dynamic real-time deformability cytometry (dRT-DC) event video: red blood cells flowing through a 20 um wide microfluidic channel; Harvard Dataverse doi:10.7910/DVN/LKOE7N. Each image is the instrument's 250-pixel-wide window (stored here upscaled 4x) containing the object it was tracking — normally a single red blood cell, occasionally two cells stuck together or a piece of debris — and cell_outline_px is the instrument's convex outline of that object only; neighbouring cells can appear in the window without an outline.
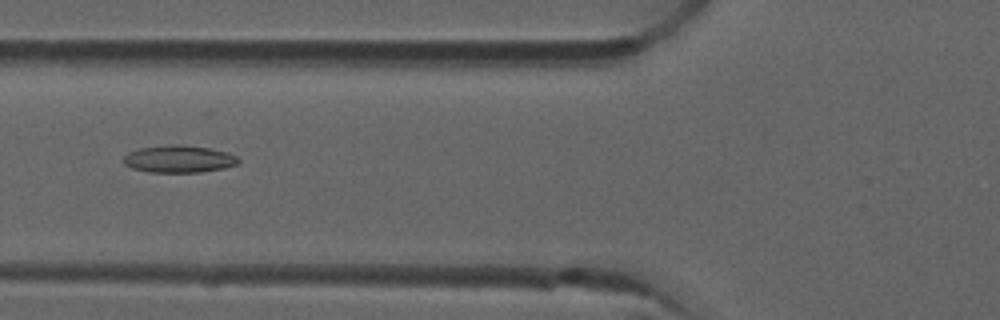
{"species": "common noctule bat (a hibernating species)", "species_latin": "Nyctalus noctula", "temperature_condition": "room temperature", "stored_images_in_passage": 36, "camera_frame_rate_fps": 3000, "um_per_image_px": 0.085, "animal": {"sex": "male", "forearm_length_mm": 52.5}, "frame": {"image": 1, "passage_image": 4, "time_ms": 1.0, "image_size_px": [1000, 320], "cell_outline_px": [[240, 160], [236, 164], [224, 168], [200, 172], [148, 172], [132, 168], [124, 164], [124, 156], [128, 152], [140, 148], [172, 144], [180, 144], [208, 148], [228, 152], [236, 156]], "centroid_in_image_um": [15.2, 13.51], "position_along_channel_um": 110.6, "area_um2": 18.21}}
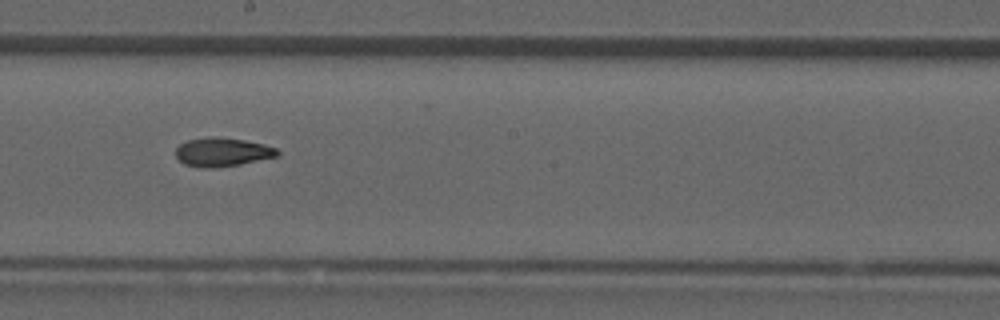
{"frame": {"image": 2, "passage_image": 13, "time_ms": 4.0, "image_size_px": [1000, 320], "cell_outline_px": [[280, 152], [276, 156], [240, 164], [216, 168], [200, 168], [184, 164], [176, 156], [176, 148], [180, 144], [188, 140], [212, 136], [244, 140], [264, 144], [276, 148]], "centroid_in_image_um": [18.87, 12.93], "position_along_channel_um": 229.3, "area_um2": 16.94}}
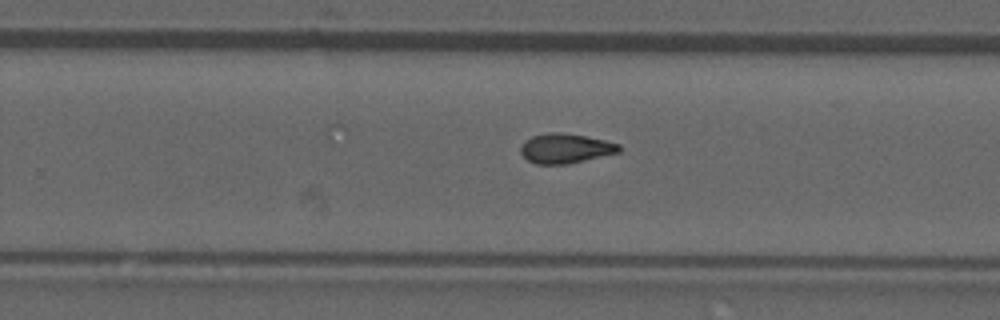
{"frame": {"image": 3, "passage_image": 17, "time_ms": 5.333, "image_size_px": [1000, 320], "cell_outline_px": [[620, 152], [568, 164], [536, 164], [528, 160], [520, 152], [520, 144], [524, 140], [532, 136], [548, 132], [564, 132], [604, 140], [620, 144]], "centroid_in_image_um": [48.03, 12.6], "position_along_channel_um": 281.8, "area_um2": 17.11}, "authors_computed_cell_mechanics": {"area_um2": 16.7042, "velocity_mm_per_s": 3.9539, "shape_relaxation_time_tau1_ms": null, "shape_relaxation_time_tau2_ms": 3.3915, "deformation_change_tau1": null, "deformation_change_tau2": 0.1106}}